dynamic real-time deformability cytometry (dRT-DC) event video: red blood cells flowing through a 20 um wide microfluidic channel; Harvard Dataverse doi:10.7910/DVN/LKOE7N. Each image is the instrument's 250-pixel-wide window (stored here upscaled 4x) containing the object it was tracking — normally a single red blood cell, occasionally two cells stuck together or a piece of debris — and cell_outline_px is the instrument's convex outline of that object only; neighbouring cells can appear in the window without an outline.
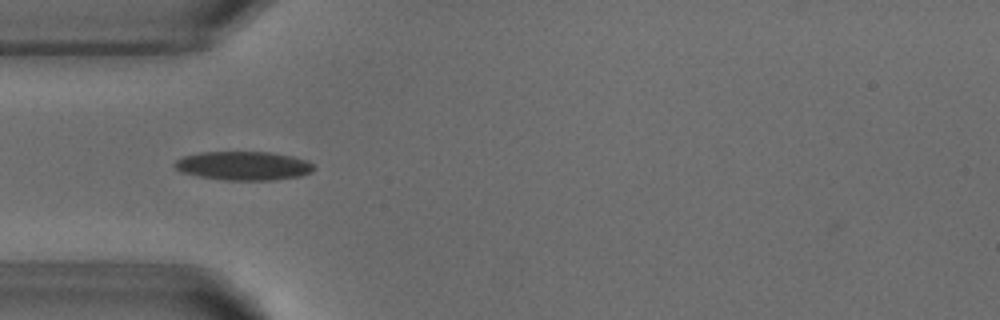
{"species": "common noctule bat (a hibernating species)", "species_latin": "Nyctalus noctula", "temperature_condition": "warm", "stored_images_in_passage": 33, "camera_frame_rate_fps": 3000, "um_per_image_px": 0.085, "animal": {"sex": "male", "body_mass_g": 18.8}, "frame": {"image": 1, "passage_image": 1, "time_ms": 0.0, "image_size_px": [1000, 320], "cell_outline_px": [[316, 168], [312, 172], [304, 176], [272, 180], [224, 180], [200, 176], [180, 172], [172, 164], [176, 160], [184, 156], [200, 152], [272, 152], [292, 156], [308, 160]], "centroid_in_image_um": [20.74, 14.09], "position_along_channel_um": 64.3, "area_um2": 23.58}}
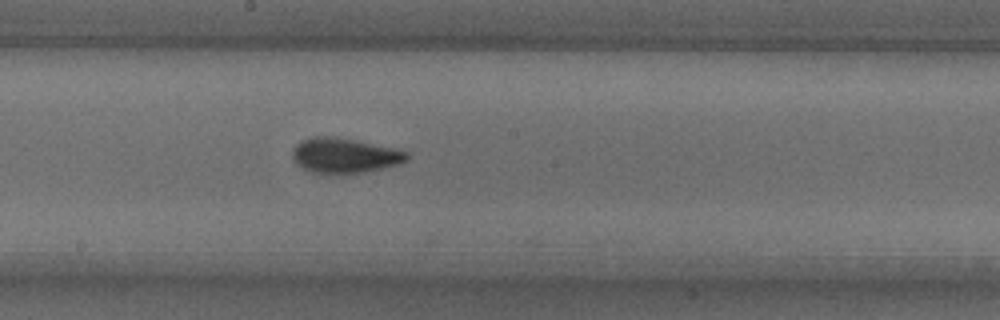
{"frame": {"image": 2, "passage_image": 13, "time_ms": 4.0, "image_size_px": [1000, 320], "cell_outline_px": [[408, 160], [400, 164], [364, 172], [312, 172], [296, 164], [292, 160], [292, 148], [300, 140], [312, 136], [336, 136], [392, 148], [408, 152]], "centroid_in_image_um": [29.25, 13.19], "position_along_channel_um": 219.0, "area_um2": 23.12}}
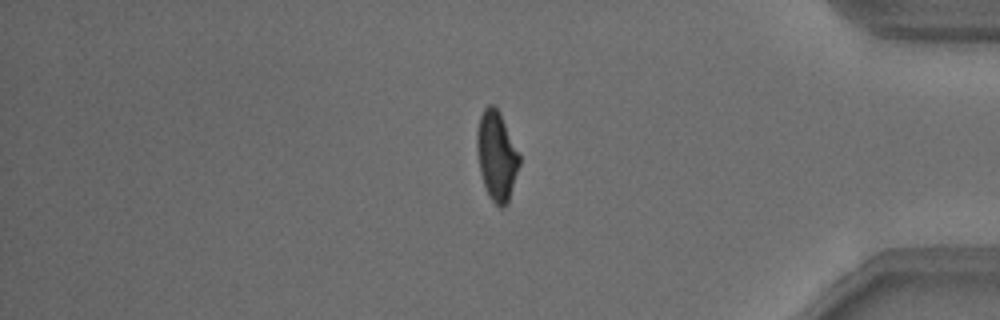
{"frame": {"image": 3, "passage_image": 29, "time_ms": 9.333, "image_size_px": [1000, 320], "cell_outline_px": [[520, 164], [508, 204], [504, 208], [500, 208], [488, 196], [480, 172], [476, 148], [476, 132], [480, 116], [484, 108], [488, 104], [492, 104], [500, 112], [520, 156]], "centroid_in_image_um": [42.21, 13.26], "position_along_channel_um": 393.0, "area_um2": 22.2}, "authors_computed_cell_mechanics": {"area_um2": 22.3686, "velocity_mm_per_s": 3.8394, "shape_relaxation_time_tau1_ms": 4.4254, "shape_relaxation_time_tau2_ms": 1.5778, "deformation_change_tau1": 0.1629, "deformation_change_tau2": 0.0806}}